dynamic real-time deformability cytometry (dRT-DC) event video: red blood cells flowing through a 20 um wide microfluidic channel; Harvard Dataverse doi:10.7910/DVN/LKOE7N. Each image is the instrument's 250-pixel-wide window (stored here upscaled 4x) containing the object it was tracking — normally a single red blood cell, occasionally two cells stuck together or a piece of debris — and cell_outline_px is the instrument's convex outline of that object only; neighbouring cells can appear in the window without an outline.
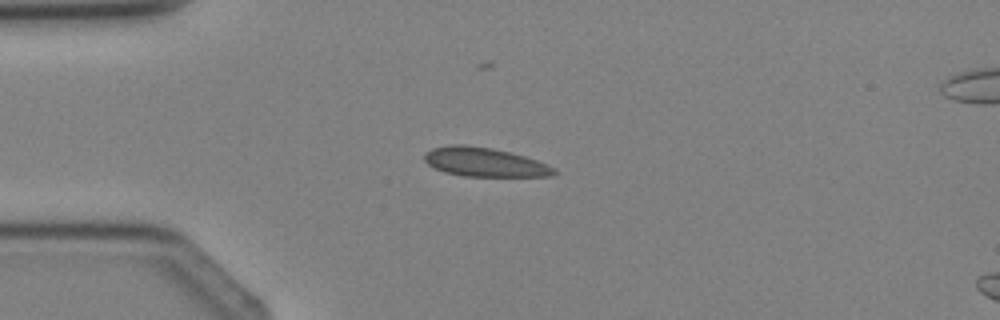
{"species": "Egyptian fruit bat (a non-hibernating species)", "species_latin": "Rousettus aegyptiacus", "temperature_condition": "cold", "stored_images_in_passage": 2, "camera_frame_rate_fps": 3000, "um_per_image_px": 0.085, "animal": {"sex": "female"}, "frame": {"image": 1, "passage_image": 1, "time_ms": 0.0, "image_size_px": [1000, 320], "cell_outline_px": [[556, 172], [552, 176], [464, 176], [444, 172], [428, 164], [424, 160], [424, 152], [432, 148], [452, 144], [464, 144], [492, 148], [524, 156], [536, 160], [556, 168]], "centroid_in_image_um": [41.16, 13.77], "position_along_channel_um": 43.8, "area_um2": 21.85}}